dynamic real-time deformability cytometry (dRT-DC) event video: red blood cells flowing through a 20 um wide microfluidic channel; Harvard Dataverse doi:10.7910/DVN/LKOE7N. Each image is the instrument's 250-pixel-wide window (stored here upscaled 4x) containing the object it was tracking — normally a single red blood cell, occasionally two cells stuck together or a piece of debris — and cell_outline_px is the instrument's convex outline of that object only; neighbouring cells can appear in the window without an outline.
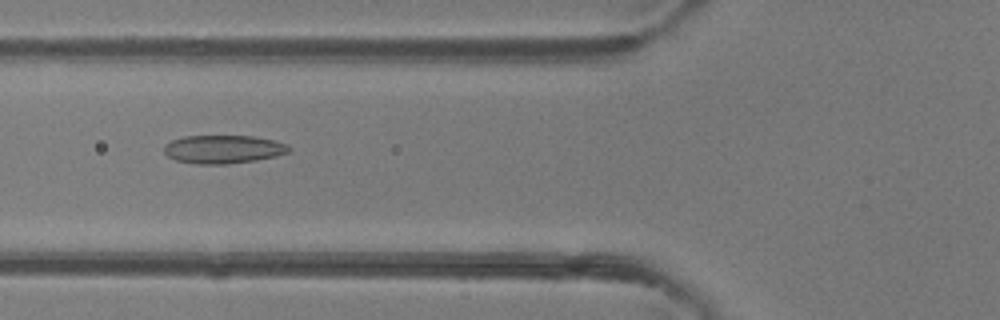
{"species": "common noctule bat (a hibernating species)", "species_latin": "Nyctalus noctula", "temperature_condition": "room temperature", "stored_images_in_passage": 40, "camera_frame_rate_fps": 3000, "um_per_image_px": 0.085, "animal": {"sex": "female"}, "frame": {"image": 1, "passage_image": 11, "time_ms": 3.333, "image_size_px": [1000, 320], "cell_outline_px": [[292, 148], [288, 152], [276, 156], [256, 160], [228, 164], [196, 164], [176, 160], [168, 156], [164, 152], [164, 144], [172, 140], [184, 136], [252, 136], [272, 140], [288, 144]], "centroid_in_image_um": [18.97, 12.69], "position_along_channel_um": 106.8, "area_um2": 20.63}}
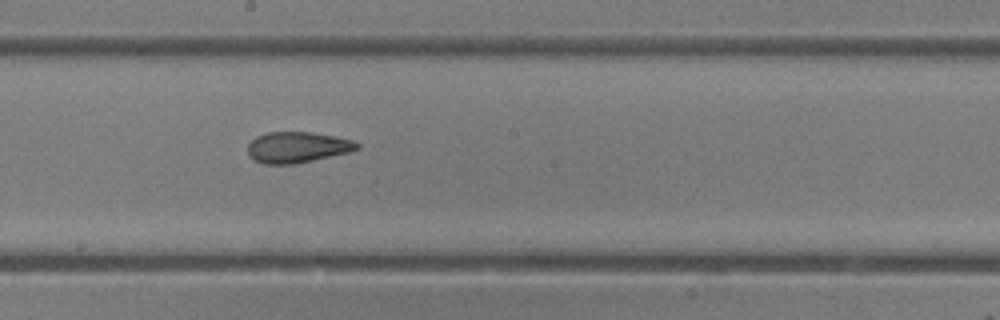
{"frame": {"image": 2, "passage_image": 19, "time_ms": 6.0, "image_size_px": [1000, 320], "cell_outline_px": [[360, 148], [348, 152], [296, 164], [264, 164], [252, 160], [248, 156], [248, 144], [256, 136], [268, 132], [308, 132], [332, 136], [352, 140], [360, 144]], "centroid_in_image_um": [25.22, 12.53], "position_along_channel_um": 223.0, "area_um2": 19.65}}
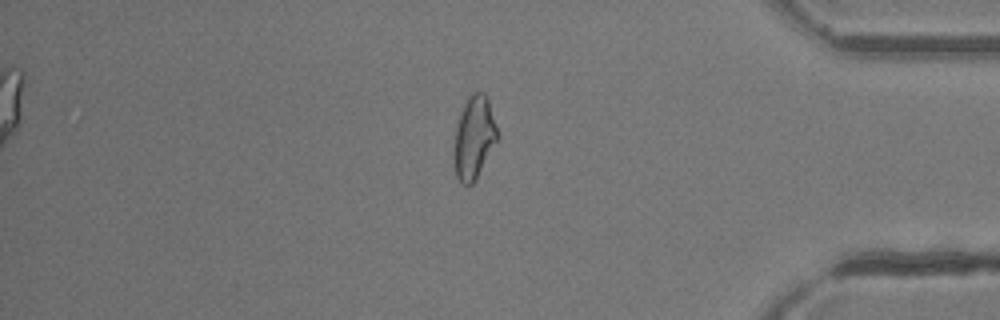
{"frame": {"image": 3, "passage_image": 33, "time_ms": 10.667, "image_size_px": [1000, 320], "cell_outline_px": [[500, 136], [476, 180], [468, 188], [460, 184], [456, 176], [452, 156], [456, 128], [460, 112], [468, 96], [472, 92], [484, 92], [488, 100]], "centroid_in_image_um": [40.28, 11.76], "position_along_channel_um": 394.9, "area_um2": 21.5}, "authors_computed_cell_mechanics": {"area_um2": 20.8947, "velocity_mm_per_s": 4.3402, "shape_relaxation_time_tau1_ms": 9.5928, "shape_relaxation_time_tau2_ms": 1.9989, "deformation_change_tau1": 0.2244, "deformation_change_tau2": 0.0878}}